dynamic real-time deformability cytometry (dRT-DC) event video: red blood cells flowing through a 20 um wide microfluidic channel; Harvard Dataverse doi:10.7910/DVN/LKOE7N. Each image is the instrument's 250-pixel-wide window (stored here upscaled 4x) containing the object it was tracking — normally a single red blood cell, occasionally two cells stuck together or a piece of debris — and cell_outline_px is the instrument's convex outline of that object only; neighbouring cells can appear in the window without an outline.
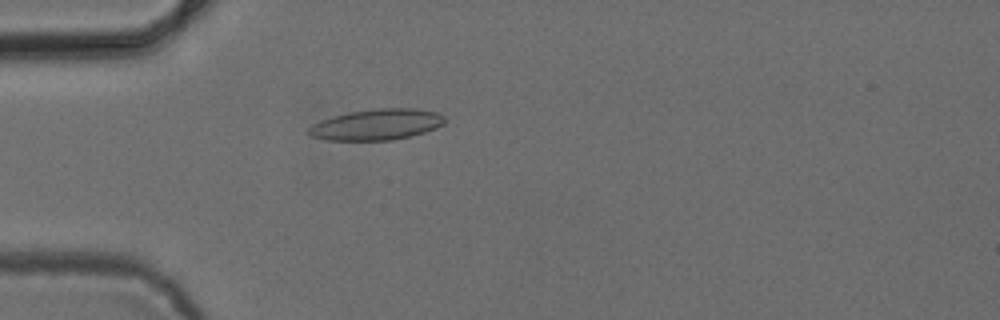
{"species": "common noctule bat (a hibernating species)", "species_latin": "Nyctalus noctula", "temperature_condition": "cold", "stored_images_in_passage": 53, "camera_frame_rate_fps": 3000, "um_per_image_px": 0.085, "animal": {"sex": "female", "body_mass_g": 24.6, "forearm_length_mm": 56.2}, "frame": {"image": 1, "passage_image": 16, "time_ms": 5.0, "image_size_px": [1000, 320], "cell_outline_px": [[448, 120], [444, 124], [436, 128], [424, 132], [392, 140], [328, 140], [312, 136], [308, 132], [308, 128], [312, 124], [336, 116], [352, 112], [376, 108], [412, 108], [436, 112], [444, 116]], "centroid_in_image_um": [32.07, 10.58], "position_along_channel_um": 52.9, "area_um2": 24.22}}
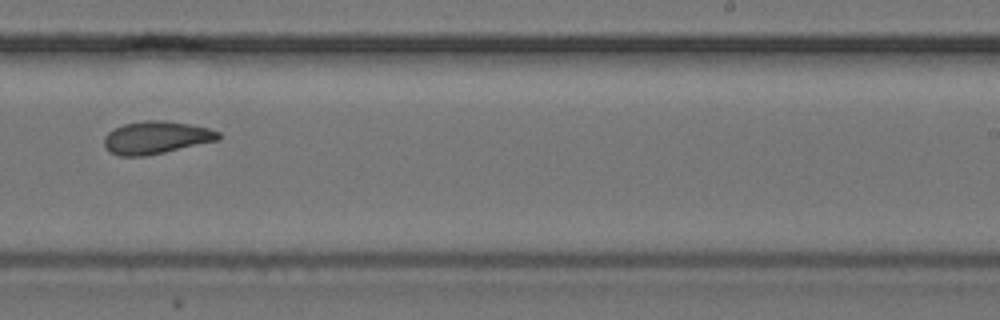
{"frame": {"image": 2, "passage_image": 34, "time_ms": 11.0, "image_size_px": [1000, 320], "cell_outline_px": [[220, 140], [164, 152], [144, 156], [120, 156], [108, 152], [104, 144], [104, 136], [108, 132], [124, 124], [144, 120], [164, 120], [188, 124], [208, 128], [220, 132]], "centroid_in_image_um": [13.26, 11.69], "position_along_channel_um": 275.7, "area_um2": 21.73}}
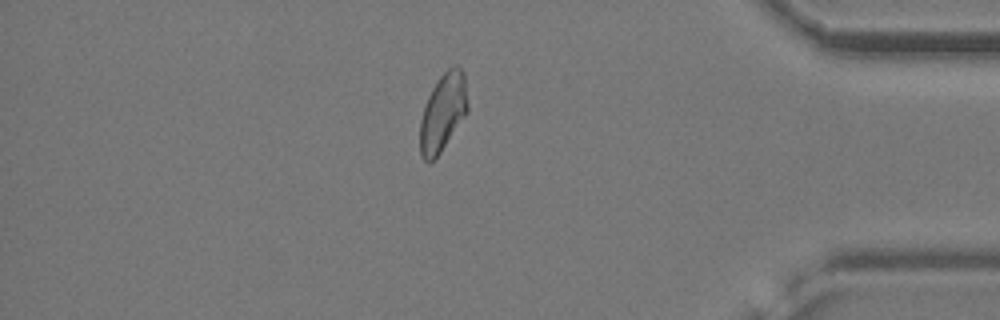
{"frame": {"image": 3, "passage_image": 46, "time_ms": 15.0, "image_size_px": [1000, 320], "cell_outline_px": [[468, 112], [440, 152], [428, 164], [420, 156], [420, 120], [428, 96], [436, 80], [448, 68], [456, 64], [464, 72], [468, 104]], "centroid_in_image_um": [37.65, 9.54], "position_along_channel_um": 397.6, "area_um2": 21.62}, "authors_computed_cell_mechanics": {"area_um2": 22.0796, "velocity_mm_per_s": 3.8733, "shape_relaxation_time_tau1_ms": 5.2929, "shape_relaxation_time_tau2_ms": 3.5349, "deformation_change_tau1": 0.1267, "deformation_change_tau2": 0.0884}}